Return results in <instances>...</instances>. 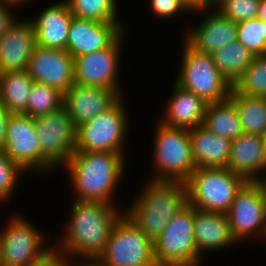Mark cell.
Returning a JSON list of instances; mask_svg holds the SVG:
<instances>
[{
	"label": "cell",
	"mask_w": 266,
	"mask_h": 266,
	"mask_svg": "<svg viewBox=\"0 0 266 266\" xmlns=\"http://www.w3.org/2000/svg\"><path fill=\"white\" fill-rule=\"evenodd\" d=\"M114 206L101 201L75 200L64 240L58 245L68 262L76 257L96 260L103 252L114 224L122 215Z\"/></svg>",
	"instance_id": "obj_1"
},
{
	"label": "cell",
	"mask_w": 266,
	"mask_h": 266,
	"mask_svg": "<svg viewBox=\"0 0 266 266\" xmlns=\"http://www.w3.org/2000/svg\"><path fill=\"white\" fill-rule=\"evenodd\" d=\"M123 160L121 153L75 151L65 165L75 200L114 203L112 194L123 174Z\"/></svg>",
	"instance_id": "obj_2"
},
{
	"label": "cell",
	"mask_w": 266,
	"mask_h": 266,
	"mask_svg": "<svg viewBox=\"0 0 266 266\" xmlns=\"http://www.w3.org/2000/svg\"><path fill=\"white\" fill-rule=\"evenodd\" d=\"M132 203L124 214L154 242L168 222L189 204L188 191L184 182L150 180Z\"/></svg>",
	"instance_id": "obj_3"
},
{
	"label": "cell",
	"mask_w": 266,
	"mask_h": 266,
	"mask_svg": "<svg viewBox=\"0 0 266 266\" xmlns=\"http://www.w3.org/2000/svg\"><path fill=\"white\" fill-rule=\"evenodd\" d=\"M246 182L227 167H200L184 183L190 205L202 211L226 214Z\"/></svg>",
	"instance_id": "obj_4"
},
{
	"label": "cell",
	"mask_w": 266,
	"mask_h": 266,
	"mask_svg": "<svg viewBox=\"0 0 266 266\" xmlns=\"http://www.w3.org/2000/svg\"><path fill=\"white\" fill-rule=\"evenodd\" d=\"M154 141L155 172L151 181L185 182L196 169L190 132L158 121Z\"/></svg>",
	"instance_id": "obj_5"
},
{
	"label": "cell",
	"mask_w": 266,
	"mask_h": 266,
	"mask_svg": "<svg viewBox=\"0 0 266 266\" xmlns=\"http://www.w3.org/2000/svg\"><path fill=\"white\" fill-rule=\"evenodd\" d=\"M175 83L200 96L207 104L229 99L232 84L215 66L213 57L193 48L187 41Z\"/></svg>",
	"instance_id": "obj_6"
},
{
	"label": "cell",
	"mask_w": 266,
	"mask_h": 266,
	"mask_svg": "<svg viewBox=\"0 0 266 266\" xmlns=\"http://www.w3.org/2000/svg\"><path fill=\"white\" fill-rule=\"evenodd\" d=\"M96 260L103 266H157L154 242L124 213Z\"/></svg>",
	"instance_id": "obj_7"
},
{
	"label": "cell",
	"mask_w": 266,
	"mask_h": 266,
	"mask_svg": "<svg viewBox=\"0 0 266 266\" xmlns=\"http://www.w3.org/2000/svg\"><path fill=\"white\" fill-rule=\"evenodd\" d=\"M195 207L188 204L166 225L154 241L157 266H197L202 257L194 238Z\"/></svg>",
	"instance_id": "obj_8"
},
{
	"label": "cell",
	"mask_w": 266,
	"mask_h": 266,
	"mask_svg": "<svg viewBox=\"0 0 266 266\" xmlns=\"http://www.w3.org/2000/svg\"><path fill=\"white\" fill-rule=\"evenodd\" d=\"M121 99L107 111L77 127L75 151L123 154L129 117Z\"/></svg>",
	"instance_id": "obj_9"
},
{
	"label": "cell",
	"mask_w": 266,
	"mask_h": 266,
	"mask_svg": "<svg viewBox=\"0 0 266 266\" xmlns=\"http://www.w3.org/2000/svg\"><path fill=\"white\" fill-rule=\"evenodd\" d=\"M41 155L56 169L65 165L75 152L76 132L72 118L64 106L34 118Z\"/></svg>",
	"instance_id": "obj_10"
},
{
	"label": "cell",
	"mask_w": 266,
	"mask_h": 266,
	"mask_svg": "<svg viewBox=\"0 0 266 266\" xmlns=\"http://www.w3.org/2000/svg\"><path fill=\"white\" fill-rule=\"evenodd\" d=\"M236 242L251 236H266V204L256 181H247L236 193L226 213Z\"/></svg>",
	"instance_id": "obj_11"
},
{
	"label": "cell",
	"mask_w": 266,
	"mask_h": 266,
	"mask_svg": "<svg viewBox=\"0 0 266 266\" xmlns=\"http://www.w3.org/2000/svg\"><path fill=\"white\" fill-rule=\"evenodd\" d=\"M3 150L24 171L54 169L41 155L34 118L29 115H10Z\"/></svg>",
	"instance_id": "obj_12"
},
{
	"label": "cell",
	"mask_w": 266,
	"mask_h": 266,
	"mask_svg": "<svg viewBox=\"0 0 266 266\" xmlns=\"http://www.w3.org/2000/svg\"><path fill=\"white\" fill-rule=\"evenodd\" d=\"M24 218L10 220L0 232V257L2 266H26L37 260L49 248H43L45 237ZM46 248V249H45Z\"/></svg>",
	"instance_id": "obj_13"
},
{
	"label": "cell",
	"mask_w": 266,
	"mask_h": 266,
	"mask_svg": "<svg viewBox=\"0 0 266 266\" xmlns=\"http://www.w3.org/2000/svg\"><path fill=\"white\" fill-rule=\"evenodd\" d=\"M123 33L107 48L73 58L75 83L117 90ZM118 79V80H117Z\"/></svg>",
	"instance_id": "obj_14"
},
{
	"label": "cell",
	"mask_w": 266,
	"mask_h": 266,
	"mask_svg": "<svg viewBox=\"0 0 266 266\" xmlns=\"http://www.w3.org/2000/svg\"><path fill=\"white\" fill-rule=\"evenodd\" d=\"M26 71L34 81L54 87L63 94L75 83L73 57L67 50L36 45Z\"/></svg>",
	"instance_id": "obj_15"
},
{
	"label": "cell",
	"mask_w": 266,
	"mask_h": 266,
	"mask_svg": "<svg viewBox=\"0 0 266 266\" xmlns=\"http://www.w3.org/2000/svg\"><path fill=\"white\" fill-rule=\"evenodd\" d=\"M121 23L99 22L73 15L66 50L73 57L109 47L122 33Z\"/></svg>",
	"instance_id": "obj_16"
},
{
	"label": "cell",
	"mask_w": 266,
	"mask_h": 266,
	"mask_svg": "<svg viewBox=\"0 0 266 266\" xmlns=\"http://www.w3.org/2000/svg\"><path fill=\"white\" fill-rule=\"evenodd\" d=\"M121 97V93L117 90L74 83L63 94V106L77 128L107 111Z\"/></svg>",
	"instance_id": "obj_17"
},
{
	"label": "cell",
	"mask_w": 266,
	"mask_h": 266,
	"mask_svg": "<svg viewBox=\"0 0 266 266\" xmlns=\"http://www.w3.org/2000/svg\"><path fill=\"white\" fill-rule=\"evenodd\" d=\"M36 46L32 21H15L0 38V73L25 70Z\"/></svg>",
	"instance_id": "obj_18"
},
{
	"label": "cell",
	"mask_w": 266,
	"mask_h": 266,
	"mask_svg": "<svg viewBox=\"0 0 266 266\" xmlns=\"http://www.w3.org/2000/svg\"><path fill=\"white\" fill-rule=\"evenodd\" d=\"M227 168L246 181H257L266 171L265 136L243 133L232 140Z\"/></svg>",
	"instance_id": "obj_19"
},
{
	"label": "cell",
	"mask_w": 266,
	"mask_h": 266,
	"mask_svg": "<svg viewBox=\"0 0 266 266\" xmlns=\"http://www.w3.org/2000/svg\"><path fill=\"white\" fill-rule=\"evenodd\" d=\"M73 18L66 0L52 4L32 21L36 33V45L66 50L70 24Z\"/></svg>",
	"instance_id": "obj_20"
},
{
	"label": "cell",
	"mask_w": 266,
	"mask_h": 266,
	"mask_svg": "<svg viewBox=\"0 0 266 266\" xmlns=\"http://www.w3.org/2000/svg\"><path fill=\"white\" fill-rule=\"evenodd\" d=\"M213 12H206L205 20L193 31L189 30L185 38L193 48L209 54L237 40V23L218 10Z\"/></svg>",
	"instance_id": "obj_21"
},
{
	"label": "cell",
	"mask_w": 266,
	"mask_h": 266,
	"mask_svg": "<svg viewBox=\"0 0 266 266\" xmlns=\"http://www.w3.org/2000/svg\"><path fill=\"white\" fill-rule=\"evenodd\" d=\"M173 94L168 100L163 124L172 127L195 128L203 124L207 103L193 92H189L174 83Z\"/></svg>",
	"instance_id": "obj_22"
},
{
	"label": "cell",
	"mask_w": 266,
	"mask_h": 266,
	"mask_svg": "<svg viewBox=\"0 0 266 266\" xmlns=\"http://www.w3.org/2000/svg\"><path fill=\"white\" fill-rule=\"evenodd\" d=\"M194 238L198 253L216 250L237 243L233 238L226 214L207 212L195 207Z\"/></svg>",
	"instance_id": "obj_23"
},
{
	"label": "cell",
	"mask_w": 266,
	"mask_h": 266,
	"mask_svg": "<svg viewBox=\"0 0 266 266\" xmlns=\"http://www.w3.org/2000/svg\"><path fill=\"white\" fill-rule=\"evenodd\" d=\"M190 140L196 168L227 167L232 140L216 135L205 127L190 128Z\"/></svg>",
	"instance_id": "obj_24"
},
{
	"label": "cell",
	"mask_w": 266,
	"mask_h": 266,
	"mask_svg": "<svg viewBox=\"0 0 266 266\" xmlns=\"http://www.w3.org/2000/svg\"><path fill=\"white\" fill-rule=\"evenodd\" d=\"M34 80L26 69L0 73V102L11 114L24 113Z\"/></svg>",
	"instance_id": "obj_25"
},
{
	"label": "cell",
	"mask_w": 266,
	"mask_h": 266,
	"mask_svg": "<svg viewBox=\"0 0 266 266\" xmlns=\"http://www.w3.org/2000/svg\"><path fill=\"white\" fill-rule=\"evenodd\" d=\"M202 126L216 135L231 140L244 133L237 107L230 99L208 104Z\"/></svg>",
	"instance_id": "obj_26"
},
{
	"label": "cell",
	"mask_w": 266,
	"mask_h": 266,
	"mask_svg": "<svg viewBox=\"0 0 266 266\" xmlns=\"http://www.w3.org/2000/svg\"><path fill=\"white\" fill-rule=\"evenodd\" d=\"M229 99L236 105L244 133L266 134V97L239 93L234 87Z\"/></svg>",
	"instance_id": "obj_27"
},
{
	"label": "cell",
	"mask_w": 266,
	"mask_h": 266,
	"mask_svg": "<svg viewBox=\"0 0 266 266\" xmlns=\"http://www.w3.org/2000/svg\"><path fill=\"white\" fill-rule=\"evenodd\" d=\"M211 55L217 69L232 86L242 77L255 57L237 40L219 48Z\"/></svg>",
	"instance_id": "obj_28"
},
{
	"label": "cell",
	"mask_w": 266,
	"mask_h": 266,
	"mask_svg": "<svg viewBox=\"0 0 266 266\" xmlns=\"http://www.w3.org/2000/svg\"><path fill=\"white\" fill-rule=\"evenodd\" d=\"M61 106H63V93L54 87L34 81L27 109L23 114L35 118L55 111Z\"/></svg>",
	"instance_id": "obj_29"
},
{
	"label": "cell",
	"mask_w": 266,
	"mask_h": 266,
	"mask_svg": "<svg viewBox=\"0 0 266 266\" xmlns=\"http://www.w3.org/2000/svg\"><path fill=\"white\" fill-rule=\"evenodd\" d=\"M71 13L79 18L99 22L120 23L116 0H66Z\"/></svg>",
	"instance_id": "obj_30"
},
{
	"label": "cell",
	"mask_w": 266,
	"mask_h": 266,
	"mask_svg": "<svg viewBox=\"0 0 266 266\" xmlns=\"http://www.w3.org/2000/svg\"><path fill=\"white\" fill-rule=\"evenodd\" d=\"M233 87L239 93L266 97V54L255 56L251 65Z\"/></svg>",
	"instance_id": "obj_31"
},
{
	"label": "cell",
	"mask_w": 266,
	"mask_h": 266,
	"mask_svg": "<svg viewBox=\"0 0 266 266\" xmlns=\"http://www.w3.org/2000/svg\"><path fill=\"white\" fill-rule=\"evenodd\" d=\"M237 41L255 56L266 54V22L260 18L237 22Z\"/></svg>",
	"instance_id": "obj_32"
},
{
	"label": "cell",
	"mask_w": 266,
	"mask_h": 266,
	"mask_svg": "<svg viewBox=\"0 0 266 266\" xmlns=\"http://www.w3.org/2000/svg\"><path fill=\"white\" fill-rule=\"evenodd\" d=\"M260 0H215L214 6L225 17L240 22L257 18Z\"/></svg>",
	"instance_id": "obj_33"
},
{
	"label": "cell",
	"mask_w": 266,
	"mask_h": 266,
	"mask_svg": "<svg viewBox=\"0 0 266 266\" xmlns=\"http://www.w3.org/2000/svg\"><path fill=\"white\" fill-rule=\"evenodd\" d=\"M25 171L0 149V201L8 200L15 191L19 175ZM18 177V178H17Z\"/></svg>",
	"instance_id": "obj_34"
},
{
	"label": "cell",
	"mask_w": 266,
	"mask_h": 266,
	"mask_svg": "<svg viewBox=\"0 0 266 266\" xmlns=\"http://www.w3.org/2000/svg\"><path fill=\"white\" fill-rule=\"evenodd\" d=\"M150 3L155 16L159 18H169L180 11L186 12V10H190L182 0H150Z\"/></svg>",
	"instance_id": "obj_35"
},
{
	"label": "cell",
	"mask_w": 266,
	"mask_h": 266,
	"mask_svg": "<svg viewBox=\"0 0 266 266\" xmlns=\"http://www.w3.org/2000/svg\"><path fill=\"white\" fill-rule=\"evenodd\" d=\"M51 248L49 247V250L41 257L26 266H65L68 263V260L62 252L58 249V247Z\"/></svg>",
	"instance_id": "obj_36"
},
{
	"label": "cell",
	"mask_w": 266,
	"mask_h": 266,
	"mask_svg": "<svg viewBox=\"0 0 266 266\" xmlns=\"http://www.w3.org/2000/svg\"><path fill=\"white\" fill-rule=\"evenodd\" d=\"M16 5L6 3L0 0V38L7 32L11 25L16 21V17L9 8Z\"/></svg>",
	"instance_id": "obj_37"
},
{
	"label": "cell",
	"mask_w": 266,
	"mask_h": 266,
	"mask_svg": "<svg viewBox=\"0 0 266 266\" xmlns=\"http://www.w3.org/2000/svg\"><path fill=\"white\" fill-rule=\"evenodd\" d=\"M187 7L190 9V11L199 12L200 14H204L206 11L209 10V8L214 6L215 0H182Z\"/></svg>",
	"instance_id": "obj_38"
},
{
	"label": "cell",
	"mask_w": 266,
	"mask_h": 266,
	"mask_svg": "<svg viewBox=\"0 0 266 266\" xmlns=\"http://www.w3.org/2000/svg\"><path fill=\"white\" fill-rule=\"evenodd\" d=\"M11 113L3 106L0 102V149H3L5 142V135L7 129V122L10 118Z\"/></svg>",
	"instance_id": "obj_39"
},
{
	"label": "cell",
	"mask_w": 266,
	"mask_h": 266,
	"mask_svg": "<svg viewBox=\"0 0 266 266\" xmlns=\"http://www.w3.org/2000/svg\"><path fill=\"white\" fill-rule=\"evenodd\" d=\"M257 18L266 22V0H260Z\"/></svg>",
	"instance_id": "obj_40"
},
{
	"label": "cell",
	"mask_w": 266,
	"mask_h": 266,
	"mask_svg": "<svg viewBox=\"0 0 266 266\" xmlns=\"http://www.w3.org/2000/svg\"><path fill=\"white\" fill-rule=\"evenodd\" d=\"M77 264V262H75L76 264H74L75 266H103L101 265L97 260H88L87 262H80ZM86 262V263H85Z\"/></svg>",
	"instance_id": "obj_41"
},
{
	"label": "cell",
	"mask_w": 266,
	"mask_h": 266,
	"mask_svg": "<svg viewBox=\"0 0 266 266\" xmlns=\"http://www.w3.org/2000/svg\"><path fill=\"white\" fill-rule=\"evenodd\" d=\"M258 185L260 186L263 195H264V200H265V204H266V178H259L257 181Z\"/></svg>",
	"instance_id": "obj_42"
},
{
	"label": "cell",
	"mask_w": 266,
	"mask_h": 266,
	"mask_svg": "<svg viewBox=\"0 0 266 266\" xmlns=\"http://www.w3.org/2000/svg\"><path fill=\"white\" fill-rule=\"evenodd\" d=\"M3 2H6V3H10V4H14L17 6V4L19 5L20 3H27V1L29 0H1Z\"/></svg>",
	"instance_id": "obj_43"
},
{
	"label": "cell",
	"mask_w": 266,
	"mask_h": 266,
	"mask_svg": "<svg viewBox=\"0 0 266 266\" xmlns=\"http://www.w3.org/2000/svg\"><path fill=\"white\" fill-rule=\"evenodd\" d=\"M65 266H75V265H74V262L73 263L68 262Z\"/></svg>",
	"instance_id": "obj_44"
}]
</instances>
